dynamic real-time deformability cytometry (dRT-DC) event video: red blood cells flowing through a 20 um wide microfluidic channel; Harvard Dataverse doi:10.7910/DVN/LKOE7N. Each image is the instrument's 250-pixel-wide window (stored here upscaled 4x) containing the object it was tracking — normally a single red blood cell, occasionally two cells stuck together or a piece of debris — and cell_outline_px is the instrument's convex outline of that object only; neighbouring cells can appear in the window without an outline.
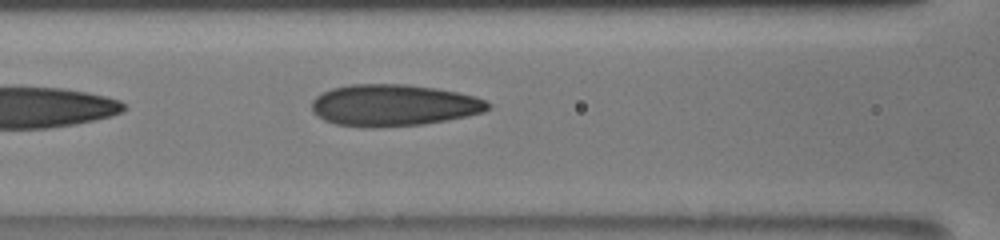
{"species": "human", "species_latin": "Homo sapiens", "temperature_condition": "room temperature", "stored_images_in_passage": 16, "camera_frame_rate_fps": 3000, "um_per_image_px": 0.085, "donor": {"sex": "male"}, "frame": {"image": 1, "passage_image": 16, "time_ms": 9.333, "image_size_px": [1000, 240], "cell_outline_px": [[492, 104], [484, 112], [468, 116], [420, 124], [372, 128], [364, 128], [336, 124], [324, 120], [312, 108], [312, 100], [316, 96], [332, 88], [352, 84], [404, 84], [436, 88], [476, 96]], "centroid_in_image_um": [33.46, 8.94], "position_along_channel_um": 133.1, "area_um2": 42.6}}